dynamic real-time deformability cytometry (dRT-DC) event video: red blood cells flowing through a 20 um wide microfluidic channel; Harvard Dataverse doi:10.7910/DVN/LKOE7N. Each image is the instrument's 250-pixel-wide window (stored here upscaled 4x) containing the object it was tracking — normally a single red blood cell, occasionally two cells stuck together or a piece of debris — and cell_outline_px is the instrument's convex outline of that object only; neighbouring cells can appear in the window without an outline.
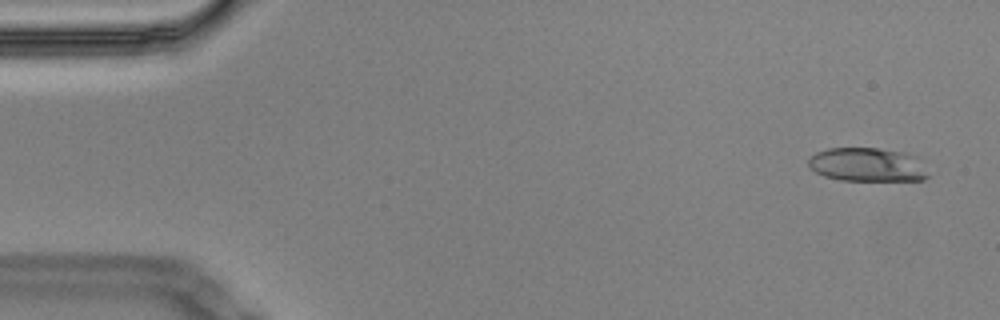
{"species": "Egyptian fruit bat (a non-hibernating species)", "species_latin": "Rousettus aegyptiacus", "temperature_condition": "cold", "stored_images_in_passage": 8, "camera_frame_rate_fps": 3000, "um_per_image_px": 0.085, "animal": {"sex": "male"}, "frame": {"image": 1, "passage_image": 1, "time_ms": 0.0, "image_size_px": [1000, 320], "cell_outline_px": [[928, 176], [924, 180], [840, 180], [824, 176], [816, 172], [808, 164], [808, 160], [816, 152], [828, 148], [876, 148], [904, 152], [916, 156]], "centroid_in_image_um": [73.7, 13.99], "position_along_channel_um": 11.3, "area_um2": 23.29}}
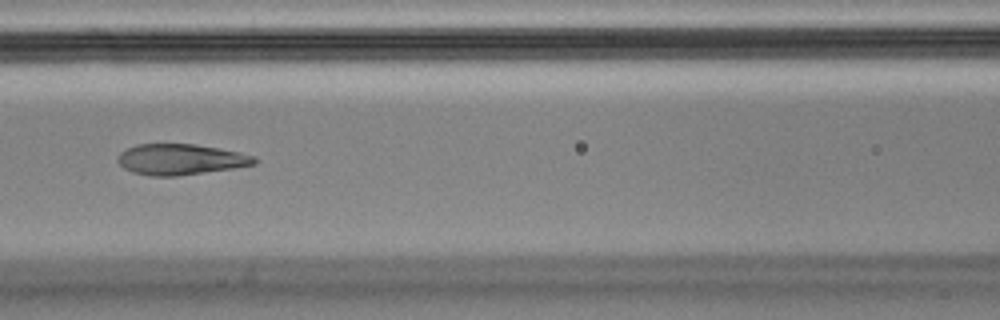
{"frame": {"image": 2, "passage_image": 6, "time_ms": 1.667, "image_size_px": [1000, 320], "cell_outline_px": [[260, 160], [256, 164], [232, 168], [176, 176], [152, 176], [132, 172], [124, 168], [116, 160], [120, 152], [136, 144], [196, 144], [220, 148], [240, 152], [256, 156]], "centroid_in_image_um": [15.37, 13.54], "position_along_channel_um": 151.2, "area_um2": 24.62}}
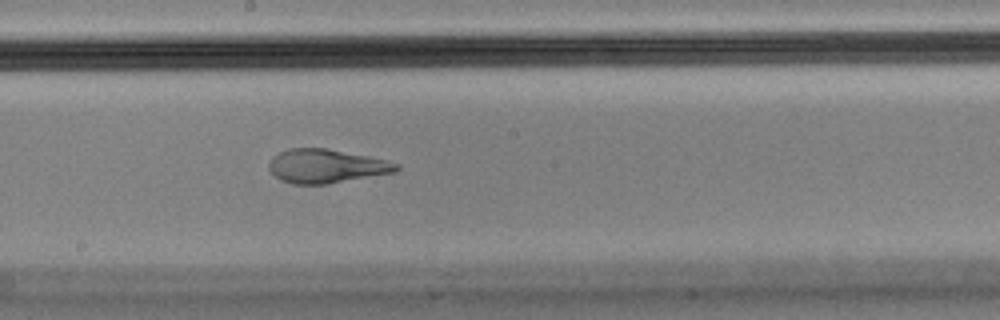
{"frame": {"image": 3, "passage_image": 8, "time_ms": 2.333, "image_size_px": [1000, 320], "cell_outline_px": [[400, 168], [396, 172], [328, 184], [292, 184], [280, 180], [268, 168], [268, 164], [272, 156], [288, 148], [328, 148], [368, 156], [400, 164]], "centroid_in_image_um": [27.72, 14.12], "position_along_channel_um": 220.5, "area_um2": 25.2}}